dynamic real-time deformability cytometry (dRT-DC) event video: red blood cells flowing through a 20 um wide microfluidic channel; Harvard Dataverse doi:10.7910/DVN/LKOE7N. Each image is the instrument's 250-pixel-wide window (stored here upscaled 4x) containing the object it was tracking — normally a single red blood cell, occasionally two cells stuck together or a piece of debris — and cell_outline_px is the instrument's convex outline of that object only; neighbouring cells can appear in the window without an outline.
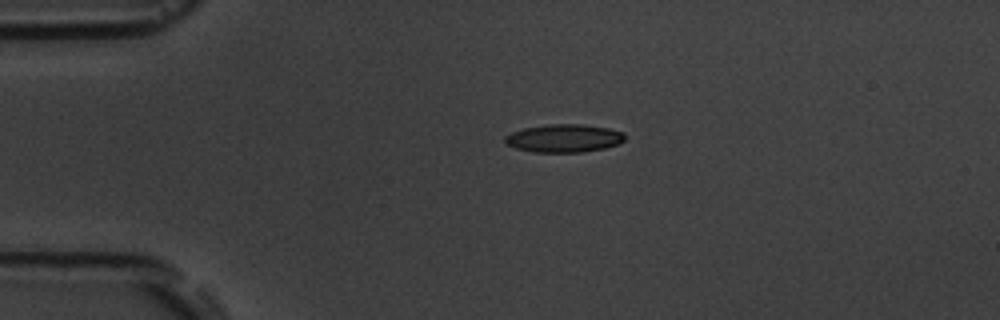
{"species": "common noctule bat (a hibernating species)", "species_latin": "Nyctalus noctula", "temperature_condition": "room temperature", "stored_images_in_passage": 2, "camera_frame_rate_fps": 3000, "um_per_image_px": 0.085, "animal": {"sex": "male", "body_mass_g": 19.5, "forearm_length_mm": 54.6}, "frame": {"image": 1, "passage_image": 1, "time_ms": 0.0, "image_size_px": [1000, 320], "cell_outline_px": [[624, 140], [616, 144], [604, 148], [580, 152], [536, 152], [516, 148], [504, 144], [504, 136], [512, 132], [524, 128], [548, 124], [580, 124], [608, 128], [624, 132]], "centroid_in_image_um": [47.89, 11.74], "position_along_channel_um": 37.1, "area_um2": 19.48}}